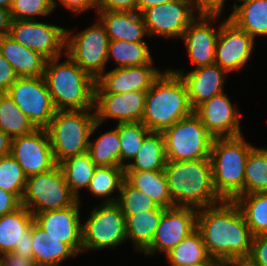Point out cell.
Here are the masks:
<instances>
[{
    "label": "cell",
    "instance_id": "obj_1",
    "mask_svg": "<svg viewBox=\"0 0 267 266\" xmlns=\"http://www.w3.org/2000/svg\"><path fill=\"white\" fill-rule=\"evenodd\" d=\"M197 229L211 258L225 261L249 257L253 235L234 200H222L198 210Z\"/></svg>",
    "mask_w": 267,
    "mask_h": 266
},
{
    "label": "cell",
    "instance_id": "obj_2",
    "mask_svg": "<svg viewBox=\"0 0 267 266\" xmlns=\"http://www.w3.org/2000/svg\"><path fill=\"white\" fill-rule=\"evenodd\" d=\"M164 173L169 195L177 207L200 210L222 201L213 186L210 158L193 161L167 160Z\"/></svg>",
    "mask_w": 267,
    "mask_h": 266
},
{
    "label": "cell",
    "instance_id": "obj_3",
    "mask_svg": "<svg viewBox=\"0 0 267 266\" xmlns=\"http://www.w3.org/2000/svg\"><path fill=\"white\" fill-rule=\"evenodd\" d=\"M170 69L164 70L146 94L141 122L151 132H163L194 112L184 80Z\"/></svg>",
    "mask_w": 267,
    "mask_h": 266
},
{
    "label": "cell",
    "instance_id": "obj_4",
    "mask_svg": "<svg viewBox=\"0 0 267 266\" xmlns=\"http://www.w3.org/2000/svg\"><path fill=\"white\" fill-rule=\"evenodd\" d=\"M65 56L48 59L43 75L56 110L94 109L95 80Z\"/></svg>",
    "mask_w": 267,
    "mask_h": 266
},
{
    "label": "cell",
    "instance_id": "obj_5",
    "mask_svg": "<svg viewBox=\"0 0 267 266\" xmlns=\"http://www.w3.org/2000/svg\"><path fill=\"white\" fill-rule=\"evenodd\" d=\"M254 147L243 135L214 138L210 153L212 180L222 200H235L244 195L245 165Z\"/></svg>",
    "mask_w": 267,
    "mask_h": 266
},
{
    "label": "cell",
    "instance_id": "obj_6",
    "mask_svg": "<svg viewBox=\"0 0 267 266\" xmlns=\"http://www.w3.org/2000/svg\"><path fill=\"white\" fill-rule=\"evenodd\" d=\"M100 124L94 109L56 110L46 128L56 164L86 153L90 137Z\"/></svg>",
    "mask_w": 267,
    "mask_h": 266
},
{
    "label": "cell",
    "instance_id": "obj_7",
    "mask_svg": "<svg viewBox=\"0 0 267 266\" xmlns=\"http://www.w3.org/2000/svg\"><path fill=\"white\" fill-rule=\"evenodd\" d=\"M162 133L167 160L193 161L210 158L214 137L194 112Z\"/></svg>",
    "mask_w": 267,
    "mask_h": 266
},
{
    "label": "cell",
    "instance_id": "obj_8",
    "mask_svg": "<svg viewBox=\"0 0 267 266\" xmlns=\"http://www.w3.org/2000/svg\"><path fill=\"white\" fill-rule=\"evenodd\" d=\"M78 198L71 192L57 164L51 170L27 178L21 205L32 214L60 210L74 205Z\"/></svg>",
    "mask_w": 267,
    "mask_h": 266
},
{
    "label": "cell",
    "instance_id": "obj_9",
    "mask_svg": "<svg viewBox=\"0 0 267 266\" xmlns=\"http://www.w3.org/2000/svg\"><path fill=\"white\" fill-rule=\"evenodd\" d=\"M66 29L65 54L96 80L105 71L110 39L101 21L73 34Z\"/></svg>",
    "mask_w": 267,
    "mask_h": 266
},
{
    "label": "cell",
    "instance_id": "obj_10",
    "mask_svg": "<svg viewBox=\"0 0 267 266\" xmlns=\"http://www.w3.org/2000/svg\"><path fill=\"white\" fill-rule=\"evenodd\" d=\"M82 223V253L86 250L115 248L127 240L125 215L119 205L103 203L95 206Z\"/></svg>",
    "mask_w": 267,
    "mask_h": 266
},
{
    "label": "cell",
    "instance_id": "obj_11",
    "mask_svg": "<svg viewBox=\"0 0 267 266\" xmlns=\"http://www.w3.org/2000/svg\"><path fill=\"white\" fill-rule=\"evenodd\" d=\"M7 93L37 129L49 126L56 108L43 76L18 77Z\"/></svg>",
    "mask_w": 267,
    "mask_h": 266
},
{
    "label": "cell",
    "instance_id": "obj_12",
    "mask_svg": "<svg viewBox=\"0 0 267 266\" xmlns=\"http://www.w3.org/2000/svg\"><path fill=\"white\" fill-rule=\"evenodd\" d=\"M16 42L47 59L63 56L66 28L38 20H12L9 34Z\"/></svg>",
    "mask_w": 267,
    "mask_h": 266
},
{
    "label": "cell",
    "instance_id": "obj_13",
    "mask_svg": "<svg viewBox=\"0 0 267 266\" xmlns=\"http://www.w3.org/2000/svg\"><path fill=\"white\" fill-rule=\"evenodd\" d=\"M198 11L191 0H174L146 9L143 19L149 36L182 38Z\"/></svg>",
    "mask_w": 267,
    "mask_h": 266
},
{
    "label": "cell",
    "instance_id": "obj_14",
    "mask_svg": "<svg viewBox=\"0 0 267 266\" xmlns=\"http://www.w3.org/2000/svg\"><path fill=\"white\" fill-rule=\"evenodd\" d=\"M10 154L27 177L47 172L57 165L46 129H36L30 134L12 138Z\"/></svg>",
    "mask_w": 267,
    "mask_h": 266
},
{
    "label": "cell",
    "instance_id": "obj_15",
    "mask_svg": "<svg viewBox=\"0 0 267 266\" xmlns=\"http://www.w3.org/2000/svg\"><path fill=\"white\" fill-rule=\"evenodd\" d=\"M197 212L189 207L166 208L151 245L143 253L150 256L156 251L169 253L197 228Z\"/></svg>",
    "mask_w": 267,
    "mask_h": 266
},
{
    "label": "cell",
    "instance_id": "obj_16",
    "mask_svg": "<svg viewBox=\"0 0 267 266\" xmlns=\"http://www.w3.org/2000/svg\"><path fill=\"white\" fill-rule=\"evenodd\" d=\"M255 40L229 18L220 22L215 64L228 73L240 71L248 63Z\"/></svg>",
    "mask_w": 267,
    "mask_h": 266
},
{
    "label": "cell",
    "instance_id": "obj_17",
    "mask_svg": "<svg viewBox=\"0 0 267 266\" xmlns=\"http://www.w3.org/2000/svg\"><path fill=\"white\" fill-rule=\"evenodd\" d=\"M163 72L152 64L113 68L95 80V93L148 91Z\"/></svg>",
    "mask_w": 267,
    "mask_h": 266
},
{
    "label": "cell",
    "instance_id": "obj_18",
    "mask_svg": "<svg viewBox=\"0 0 267 266\" xmlns=\"http://www.w3.org/2000/svg\"><path fill=\"white\" fill-rule=\"evenodd\" d=\"M194 113L214 138L243 135L240 113L224 92L198 105Z\"/></svg>",
    "mask_w": 267,
    "mask_h": 266
},
{
    "label": "cell",
    "instance_id": "obj_19",
    "mask_svg": "<svg viewBox=\"0 0 267 266\" xmlns=\"http://www.w3.org/2000/svg\"><path fill=\"white\" fill-rule=\"evenodd\" d=\"M219 16L221 14H198L182 35L181 39L185 42L187 54L193 63L192 65L196 66L195 68L215 63V51L220 24L216 28L212 27L210 22L215 21L217 18L219 19Z\"/></svg>",
    "mask_w": 267,
    "mask_h": 266
},
{
    "label": "cell",
    "instance_id": "obj_20",
    "mask_svg": "<svg viewBox=\"0 0 267 266\" xmlns=\"http://www.w3.org/2000/svg\"><path fill=\"white\" fill-rule=\"evenodd\" d=\"M147 91L120 94L95 93L94 110L101 124L106 119H117L118 123L141 122Z\"/></svg>",
    "mask_w": 267,
    "mask_h": 266
},
{
    "label": "cell",
    "instance_id": "obj_21",
    "mask_svg": "<svg viewBox=\"0 0 267 266\" xmlns=\"http://www.w3.org/2000/svg\"><path fill=\"white\" fill-rule=\"evenodd\" d=\"M79 200L72 206L35 213L34 222L61 242L70 245L78 254L82 253V224Z\"/></svg>",
    "mask_w": 267,
    "mask_h": 266
},
{
    "label": "cell",
    "instance_id": "obj_22",
    "mask_svg": "<svg viewBox=\"0 0 267 266\" xmlns=\"http://www.w3.org/2000/svg\"><path fill=\"white\" fill-rule=\"evenodd\" d=\"M183 70L174 69L172 71L179 74L184 80L193 109L213 96L224 92L226 76L229 73L219 65L214 63L205 67L194 68L187 73Z\"/></svg>",
    "mask_w": 267,
    "mask_h": 266
},
{
    "label": "cell",
    "instance_id": "obj_23",
    "mask_svg": "<svg viewBox=\"0 0 267 266\" xmlns=\"http://www.w3.org/2000/svg\"><path fill=\"white\" fill-rule=\"evenodd\" d=\"M110 41L145 42L147 29L142 14L126 11H97Z\"/></svg>",
    "mask_w": 267,
    "mask_h": 266
},
{
    "label": "cell",
    "instance_id": "obj_24",
    "mask_svg": "<svg viewBox=\"0 0 267 266\" xmlns=\"http://www.w3.org/2000/svg\"><path fill=\"white\" fill-rule=\"evenodd\" d=\"M0 53L13 67L18 77L44 75L47 58L16 42L9 35L0 38Z\"/></svg>",
    "mask_w": 267,
    "mask_h": 266
},
{
    "label": "cell",
    "instance_id": "obj_25",
    "mask_svg": "<svg viewBox=\"0 0 267 266\" xmlns=\"http://www.w3.org/2000/svg\"><path fill=\"white\" fill-rule=\"evenodd\" d=\"M32 251L37 266H61L67 258L78 255L70 245L49 235L35 222L32 223Z\"/></svg>",
    "mask_w": 267,
    "mask_h": 266
},
{
    "label": "cell",
    "instance_id": "obj_26",
    "mask_svg": "<svg viewBox=\"0 0 267 266\" xmlns=\"http://www.w3.org/2000/svg\"><path fill=\"white\" fill-rule=\"evenodd\" d=\"M233 4L228 18L254 40L257 36H267V0H240Z\"/></svg>",
    "mask_w": 267,
    "mask_h": 266
},
{
    "label": "cell",
    "instance_id": "obj_27",
    "mask_svg": "<svg viewBox=\"0 0 267 266\" xmlns=\"http://www.w3.org/2000/svg\"><path fill=\"white\" fill-rule=\"evenodd\" d=\"M165 210L153 209L131 216L125 215L127 240L134 244L135 251L143 253L151 245Z\"/></svg>",
    "mask_w": 267,
    "mask_h": 266
},
{
    "label": "cell",
    "instance_id": "obj_28",
    "mask_svg": "<svg viewBox=\"0 0 267 266\" xmlns=\"http://www.w3.org/2000/svg\"><path fill=\"white\" fill-rule=\"evenodd\" d=\"M125 179L136 189L145 192L158 206L174 207L164 171L125 170Z\"/></svg>",
    "mask_w": 267,
    "mask_h": 266
},
{
    "label": "cell",
    "instance_id": "obj_29",
    "mask_svg": "<svg viewBox=\"0 0 267 266\" xmlns=\"http://www.w3.org/2000/svg\"><path fill=\"white\" fill-rule=\"evenodd\" d=\"M132 160L124 170L164 171L167 158L163 133L150 132Z\"/></svg>",
    "mask_w": 267,
    "mask_h": 266
},
{
    "label": "cell",
    "instance_id": "obj_30",
    "mask_svg": "<svg viewBox=\"0 0 267 266\" xmlns=\"http://www.w3.org/2000/svg\"><path fill=\"white\" fill-rule=\"evenodd\" d=\"M33 222L34 215L23 205L13 212L0 216V255L13 252Z\"/></svg>",
    "mask_w": 267,
    "mask_h": 266
},
{
    "label": "cell",
    "instance_id": "obj_31",
    "mask_svg": "<svg viewBox=\"0 0 267 266\" xmlns=\"http://www.w3.org/2000/svg\"><path fill=\"white\" fill-rule=\"evenodd\" d=\"M58 165L64 173L65 181L70 187L71 192L81 203L79 191L80 189H86L88 187L98 166L91 159L88 152L69 157Z\"/></svg>",
    "mask_w": 267,
    "mask_h": 266
},
{
    "label": "cell",
    "instance_id": "obj_32",
    "mask_svg": "<svg viewBox=\"0 0 267 266\" xmlns=\"http://www.w3.org/2000/svg\"><path fill=\"white\" fill-rule=\"evenodd\" d=\"M113 59L116 68L153 64V58L146 42H127L114 40L109 42L107 61Z\"/></svg>",
    "mask_w": 267,
    "mask_h": 266
},
{
    "label": "cell",
    "instance_id": "obj_33",
    "mask_svg": "<svg viewBox=\"0 0 267 266\" xmlns=\"http://www.w3.org/2000/svg\"><path fill=\"white\" fill-rule=\"evenodd\" d=\"M170 266H189L208 261L209 256L200 231L196 228L166 254Z\"/></svg>",
    "mask_w": 267,
    "mask_h": 266
},
{
    "label": "cell",
    "instance_id": "obj_34",
    "mask_svg": "<svg viewBox=\"0 0 267 266\" xmlns=\"http://www.w3.org/2000/svg\"><path fill=\"white\" fill-rule=\"evenodd\" d=\"M36 129L9 94L7 92L0 93V130L12 139L30 134Z\"/></svg>",
    "mask_w": 267,
    "mask_h": 266
},
{
    "label": "cell",
    "instance_id": "obj_35",
    "mask_svg": "<svg viewBox=\"0 0 267 266\" xmlns=\"http://www.w3.org/2000/svg\"><path fill=\"white\" fill-rule=\"evenodd\" d=\"M253 236L267 235V192L240 195L234 200Z\"/></svg>",
    "mask_w": 267,
    "mask_h": 266
},
{
    "label": "cell",
    "instance_id": "obj_36",
    "mask_svg": "<svg viewBox=\"0 0 267 266\" xmlns=\"http://www.w3.org/2000/svg\"><path fill=\"white\" fill-rule=\"evenodd\" d=\"M125 179V170L122 166H98L89 182L87 189L95 197L103 199V203H115L118 196H112L116 191H120L121 184ZM112 196V197H109ZM107 197V198H106Z\"/></svg>",
    "mask_w": 267,
    "mask_h": 266
},
{
    "label": "cell",
    "instance_id": "obj_37",
    "mask_svg": "<svg viewBox=\"0 0 267 266\" xmlns=\"http://www.w3.org/2000/svg\"><path fill=\"white\" fill-rule=\"evenodd\" d=\"M115 126L89 142L87 152L97 166H120L119 123Z\"/></svg>",
    "mask_w": 267,
    "mask_h": 266
},
{
    "label": "cell",
    "instance_id": "obj_38",
    "mask_svg": "<svg viewBox=\"0 0 267 266\" xmlns=\"http://www.w3.org/2000/svg\"><path fill=\"white\" fill-rule=\"evenodd\" d=\"M267 192V149L254 147L245 165L244 195Z\"/></svg>",
    "mask_w": 267,
    "mask_h": 266
},
{
    "label": "cell",
    "instance_id": "obj_39",
    "mask_svg": "<svg viewBox=\"0 0 267 266\" xmlns=\"http://www.w3.org/2000/svg\"><path fill=\"white\" fill-rule=\"evenodd\" d=\"M150 132L142 122L119 123L120 166L125 168V161L131 162Z\"/></svg>",
    "mask_w": 267,
    "mask_h": 266
},
{
    "label": "cell",
    "instance_id": "obj_40",
    "mask_svg": "<svg viewBox=\"0 0 267 266\" xmlns=\"http://www.w3.org/2000/svg\"><path fill=\"white\" fill-rule=\"evenodd\" d=\"M27 176L22 167L11 155L0 157V188L14 194L22 201L26 188Z\"/></svg>",
    "mask_w": 267,
    "mask_h": 266
},
{
    "label": "cell",
    "instance_id": "obj_41",
    "mask_svg": "<svg viewBox=\"0 0 267 266\" xmlns=\"http://www.w3.org/2000/svg\"><path fill=\"white\" fill-rule=\"evenodd\" d=\"M117 204L124 215H134L153 209H166L160 207L145 192L136 189L126 179L123 180L119 191Z\"/></svg>",
    "mask_w": 267,
    "mask_h": 266
},
{
    "label": "cell",
    "instance_id": "obj_42",
    "mask_svg": "<svg viewBox=\"0 0 267 266\" xmlns=\"http://www.w3.org/2000/svg\"><path fill=\"white\" fill-rule=\"evenodd\" d=\"M53 10V0H14L10 15L12 20H37L35 16H48Z\"/></svg>",
    "mask_w": 267,
    "mask_h": 266
},
{
    "label": "cell",
    "instance_id": "obj_43",
    "mask_svg": "<svg viewBox=\"0 0 267 266\" xmlns=\"http://www.w3.org/2000/svg\"><path fill=\"white\" fill-rule=\"evenodd\" d=\"M249 258L257 266H267V235L253 236Z\"/></svg>",
    "mask_w": 267,
    "mask_h": 266
},
{
    "label": "cell",
    "instance_id": "obj_44",
    "mask_svg": "<svg viewBox=\"0 0 267 266\" xmlns=\"http://www.w3.org/2000/svg\"><path fill=\"white\" fill-rule=\"evenodd\" d=\"M138 0H97V11L137 12Z\"/></svg>",
    "mask_w": 267,
    "mask_h": 266
},
{
    "label": "cell",
    "instance_id": "obj_45",
    "mask_svg": "<svg viewBox=\"0 0 267 266\" xmlns=\"http://www.w3.org/2000/svg\"><path fill=\"white\" fill-rule=\"evenodd\" d=\"M17 78L13 67L0 53V93L7 92Z\"/></svg>",
    "mask_w": 267,
    "mask_h": 266
},
{
    "label": "cell",
    "instance_id": "obj_46",
    "mask_svg": "<svg viewBox=\"0 0 267 266\" xmlns=\"http://www.w3.org/2000/svg\"><path fill=\"white\" fill-rule=\"evenodd\" d=\"M58 3L62 4L65 8L74 14L84 13L89 9H95L97 12V0H58ZM57 1L53 0V9L55 10L58 5Z\"/></svg>",
    "mask_w": 267,
    "mask_h": 266
},
{
    "label": "cell",
    "instance_id": "obj_47",
    "mask_svg": "<svg viewBox=\"0 0 267 266\" xmlns=\"http://www.w3.org/2000/svg\"><path fill=\"white\" fill-rule=\"evenodd\" d=\"M198 14H222L226 0H191Z\"/></svg>",
    "mask_w": 267,
    "mask_h": 266
},
{
    "label": "cell",
    "instance_id": "obj_48",
    "mask_svg": "<svg viewBox=\"0 0 267 266\" xmlns=\"http://www.w3.org/2000/svg\"><path fill=\"white\" fill-rule=\"evenodd\" d=\"M21 206V201L12 193L0 188V216L13 212Z\"/></svg>",
    "mask_w": 267,
    "mask_h": 266
},
{
    "label": "cell",
    "instance_id": "obj_49",
    "mask_svg": "<svg viewBox=\"0 0 267 266\" xmlns=\"http://www.w3.org/2000/svg\"><path fill=\"white\" fill-rule=\"evenodd\" d=\"M13 252L19 256L33 259L32 225L24 232L23 239L20 241V243H17Z\"/></svg>",
    "mask_w": 267,
    "mask_h": 266
},
{
    "label": "cell",
    "instance_id": "obj_50",
    "mask_svg": "<svg viewBox=\"0 0 267 266\" xmlns=\"http://www.w3.org/2000/svg\"><path fill=\"white\" fill-rule=\"evenodd\" d=\"M0 266H37L33 259L19 256L14 252L0 255Z\"/></svg>",
    "mask_w": 267,
    "mask_h": 266
},
{
    "label": "cell",
    "instance_id": "obj_51",
    "mask_svg": "<svg viewBox=\"0 0 267 266\" xmlns=\"http://www.w3.org/2000/svg\"><path fill=\"white\" fill-rule=\"evenodd\" d=\"M11 22L10 10L0 7V38L9 34Z\"/></svg>",
    "mask_w": 267,
    "mask_h": 266
},
{
    "label": "cell",
    "instance_id": "obj_52",
    "mask_svg": "<svg viewBox=\"0 0 267 266\" xmlns=\"http://www.w3.org/2000/svg\"><path fill=\"white\" fill-rule=\"evenodd\" d=\"M172 1L174 0H138L137 12L142 14L146 9L150 7L172 2Z\"/></svg>",
    "mask_w": 267,
    "mask_h": 266
},
{
    "label": "cell",
    "instance_id": "obj_53",
    "mask_svg": "<svg viewBox=\"0 0 267 266\" xmlns=\"http://www.w3.org/2000/svg\"><path fill=\"white\" fill-rule=\"evenodd\" d=\"M11 141L12 139L6 133L0 130V157L10 154Z\"/></svg>",
    "mask_w": 267,
    "mask_h": 266
},
{
    "label": "cell",
    "instance_id": "obj_54",
    "mask_svg": "<svg viewBox=\"0 0 267 266\" xmlns=\"http://www.w3.org/2000/svg\"><path fill=\"white\" fill-rule=\"evenodd\" d=\"M223 263L224 266H257L249 257L230 258Z\"/></svg>",
    "mask_w": 267,
    "mask_h": 266
},
{
    "label": "cell",
    "instance_id": "obj_55",
    "mask_svg": "<svg viewBox=\"0 0 267 266\" xmlns=\"http://www.w3.org/2000/svg\"><path fill=\"white\" fill-rule=\"evenodd\" d=\"M189 266H224V263L221 260L210 258L208 261L196 263V264L189 265Z\"/></svg>",
    "mask_w": 267,
    "mask_h": 266
},
{
    "label": "cell",
    "instance_id": "obj_56",
    "mask_svg": "<svg viewBox=\"0 0 267 266\" xmlns=\"http://www.w3.org/2000/svg\"><path fill=\"white\" fill-rule=\"evenodd\" d=\"M13 2H14V0H0V7L10 10Z\"/></svg>",
    "mask_w": 267,
    "mask_h": 266
}]
</instances>
